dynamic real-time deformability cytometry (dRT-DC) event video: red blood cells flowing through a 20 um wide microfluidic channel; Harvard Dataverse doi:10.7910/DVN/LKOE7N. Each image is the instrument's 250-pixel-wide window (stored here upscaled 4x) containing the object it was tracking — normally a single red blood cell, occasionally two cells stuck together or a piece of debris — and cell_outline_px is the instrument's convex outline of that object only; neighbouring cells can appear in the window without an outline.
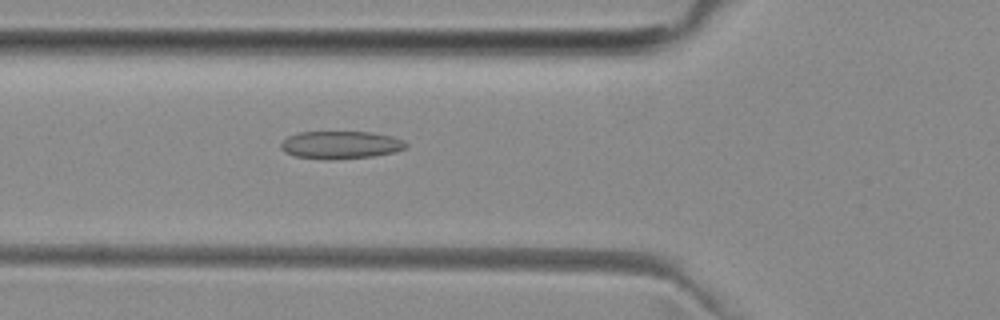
{"species": "common noctule bat (a hibernating species)", "species_latin": "Nyctalus noctula", "temperature_condition": "room temperature", "stored_images_in_passage": 45, "camera_frame_rate_fps": 3000, "um_per_image_px": 0.085, "animal": {"sex": "female", "body_mass_g": 29.2, "forearm_length_mm": 56.3}, "frame": {"image": 1, "passage_image": 12, "time_ms": 3.667, "image_size_px": [1000, 320], "cell_outline_px": [[408, 144], [404, 148], [396, 152], [372, 156], [332, 160], [324, 160], [292, 156], [284, 152], [280, 148], [280, 144], [288, 136], [300, 132], [372, 132], [392, 136], [404, 140]], "centroid_in_image_um": [28.93, 12.33], "position_along_channel_um": 96.9, "area_um2": 20.46}}
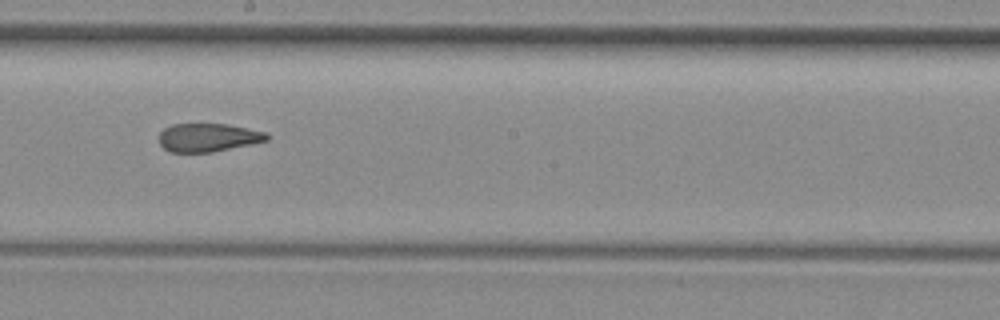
{"frame": {"image": 2, "passage_image": 22, "time_ms": 7.0, "image_size_px": [1000, 320], "cell_outline_px": [[268, 140], [252, 144], [212, 152], [168, 152], [160, 144], [160, 132], [164, 128], [172, 124], [228, 124], [268, 132]], "centroid_in_image_um": [17.7, 11.68], "position_along_channel_um": 230.5, "area_um2": 17.86}}
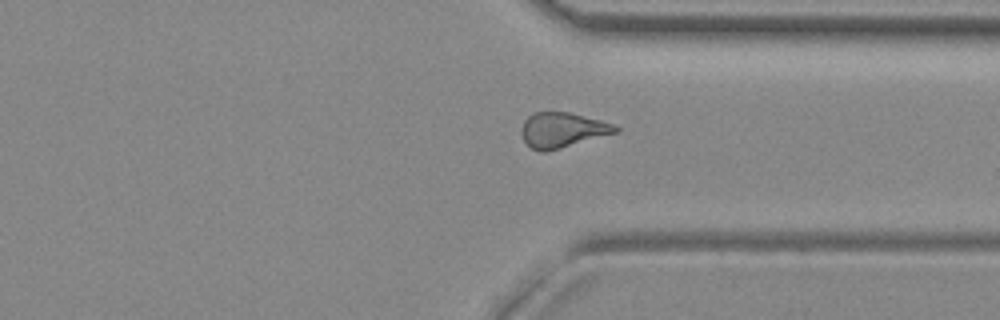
{"frame": {"image": 3, "passage_image": 32, "time_ms": 10.333, "image_size_px": [1000, 320], "cell_outline_px": [[620, 132], [548, 152], [540, 152], [532, 148], [524, 140], [520, 132], [520, 128], [524, 120], [528, 116], [536, 112], [568, 112], [616, 124], [620, 128]], "centroid_in_image_um": [47.83, 11.06], "position_along_channel_um": 363.6, "area_um2": 19.54}, "authors_computed_cell_mechanics": {"area_um2": 19.3052, "velocity_mm_per_s": 3.9976, "shape_relaxation_time_tau1_ms": null, "shape_relaxation_time_tau2_ms": 2.3203, "deformation_change_tau1": null, "deformation_change_tau2": 0.0903}}